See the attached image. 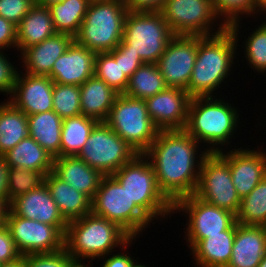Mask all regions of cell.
Segmentation results:
<instances>
[{
    "mask_svg": "<svg viewBox=\"0 0 266 267\" xmlns=\"http://www.w3.org/2000/svg\"><path fill=\"white\" fill-rule=\"evenodd\" d=\"M137 155L134 148L105 122H98L78 157L103 176H109Z\"/></svg>",
    "mask_w": 266,
    "mask_h": 267,
    "instance_id": "10",
    "label": "cell"
},
{
    "mask_svg": "<svg viewBox=\"0 0 266 267\" xmlns=\"http://www.w3.org/2000/svg\"><path fill=\"white\" fill-rule=\"evenodd\" d=\"M236 221L241 225L266 226V176L241 198Z\"/></svg>",
    "mask_w": 266,
    "mask_h": 267,
    "instance_id": "34",
    "label": "cell"
},
{
    "mask_svg": "<svg viewBox=\"0 0 266 267\" xmlns=\"http://www.w3.org/2000/svg\"><path fill=\"white\" fill-rule=\"evenodd\" d=\"M28 136L27 115L10 101L0 103V157Z\"/></svg>",
    "mask_w": 266,
    "mask_h": 267,
    "instance_id": "30",
    "label": "cell"
},
{
    "mask_svg": "<svg viewBox=\"0 0 266 267\" xmlns=\"http://www.w3.org/2000/svg\"><path fill=\"white\" fill-rule=\"evenodd\" d=\"M214 97L191 98L184 130L197 142L211 144L208 152L218 153L223 151L222 145L231 143L240 118L238 108Z\"/></svg>",
    "mask_w": 266,
    "mask_h": 267,
    "instance_id": "3",
    "label": "cell"
},
{
    "mask_svg": "<svg viewBox=\"0 0 266 267\" xmlns=\"http://www.w3.org/2000/svg\"><path fill=\"white\" fill-rule=\"evenodd\" d=\"M95 56V52L74 40L54 62L48 76L54 83L80 86L94 76Z\"/></svg>",
    "mask_w": 266,
    "mask_h": 267,
    "instance_id": "20",
    "label": "cell"
},
{
    "mask_svg": "<svg viewBox=\"0 0 266 267\" xmlns=\"http://www.w3.org/2000/svg\"><path fill=\"white\" fill-rule=\"evenodd\" d=\"M76 261L68 255L66 248L51 252L24 256V267H72Z\"/></svg>",
    "mask_w": 266,
    "mask_h": 267,
    "instance_id": "40",
    "label": "cell"
},
{
    "mask_svg": "<svg viewBox=\"0 0 266 267\" xmlns=\"http://www.w3.org/2000/svg\"><path fill=\"white\" fill-rule=\"evenodd\" d=\"M105 123L138 154H143L159 130L153 124L144 100L119 94Z\"/></svg>",
    "mask_w": 266,
    "mask_h": 267,
    "instance_id": "9",
    "label": "cell"
},
{
    "mask_svg": "<svg viewBox=\"0 0 266 267\" xmlns=\"http://www.w3.org/2000/svg\"><path fill=\"white\" fill-rule=\"evenodd\" d=\"M22 76V77H21ZM54 82L49 76L21 74L18 71L9 100L27 116L53 110Z\"/></svg>",
    "mask_w": 266,
    "mask_h": 267,
    "instance_id": "17",
    "label": "cell"
},
{
    "mask_svg": "<svg viewBox=\"0 0 266 267\" xmlns=\"http://www.w3.org/2000/svg\"><path fill=\"white\" fill-rule=\"evenodd\" d=\"M90 2H124V0H90Z\"/></svg>",
    "mask_w": 266,
    "mask_h": 267,
    "instance_id": "54",
    "label": "cell"
},
{
    "mask_svg": "<svg viewBox=\"0 0 266 267\" xmlns=\"http://www.w3.org/2000/svg\"><path fill=\"white\" fill-rule=\"evenodd\" d=\"M160 12L173 35L211 36L228 27L222 21L217 30L213 29V23L220 19L213 0H167Z\"/></svg>",
    "mask_w": 266,
    "mask_h": 267,
    "instance_id": "11",
    "label": "cell"
},
{
    "mask_svg": "<svg viewBox=\"0 0 266 267\" xmlns=\"http://www.w3.org/2000/svg\"><path fill=\"white\" fill-rule=\"evenodd\" d=\"M63 0H35V4L48 7L54 3L62 2Z\"/></svg>",
    "mask_w": 266,
    "mask_h": 267,
    "instance_id": "50",
    "label": "cell"
},
{
    "mask_svg": "<svg viewBox=\"0 0 266 267\" xmlns=\"http://www.w3.org/2000/svg\"><path fill=\"white\" fill-rule=\"evenodd\" d=\"M236 222L220 234L200 240L190 251L198 267H227L234 243Z\"/></svg>",
    "mask_w": 266,
    "mask_h": 267,
    "instance_id": "26",
    "label": "cell"
},
{
    "mask_svg": "<svg viewBox=\"0 0 266 267\" xmlns=\"http://www.w3.org/2000/svg\"><path fill=\"white\" fill-rule=\"evenodd\" d=\"M118 93L95 75L80 85V105L83 115L105 122Z\"/></svg>",
    "mask_w": 266,
    "mask_h": 267,
    "instance_id": "25",
    "label": "cell"
},
{
    "mask_svg": "<svg viewBox=\"0 0 266 267\" xmlns=\"http://www.w3.org/2000/svg\"><path fill=\"white\" fill-rule=\"evenodd\" d=\"M20 257L21 254L16 249L9 229L2 222L0 224V264L13 262Z\"/></svg>",
    "mask_w": 266,
    "mask_h": 267,
    "instance_id": "43",
    "label": "cell"
},
{
    "mask_svg": "<svg viewBox=\"0 0 266 267\" xmlns=\"http://www.w3.org/2000/svg\"><path fill=\"white\" fill-rule=\"evenodd\" d=\"M44 183L49 189L61 215L67 222L91 213L92 200L84 193L77 191L68 183L62 181L53 172L45 176Z\"/></svg>",
    "mask_w": 266,
    "mask_h": 267,
    "instance_id": "24",
    "label": "cell"
},
{
    "mask_svg": "<svg viewBox=\"0 0 266 267\" xmlns=\"http://www.w3.org/2000/svg\"><path fill=\"white\" fill-rule=\"evenodd\" d=\"M213 5L217 15L222 16L221 21L227 26L240 21L239 15L251 17V14H256V0H213Z\"/></svg>",
    "mask_w": 266,
    "mask_h": 267,
    "instance_id": "39",
    "label": "cell"
},
{
    "mask_svg": "<svg viewBox=\"0 0 266 267\" xmlns=\"http://www.w3.org/2000/svg\"><path fill=\"white\" fill-rule=\"evenodd\" d=\"M173 36L161 12L126 14L122 42L145 63H157Z\"/></svg>",
    "mask_w": 266,
    "mask_h": 267,
    "instance_id": "8",
    "label": "cell"
},
{
    "mask_svg": "<svg viewBox=\"0 0 266 267\" xmlns=\"http://www.w3.org/2000/svg\"><path fill=\"white\" fill-rule=\"evenodd\" d=\"M168 86L156 63H144L130 77L123 94L145 100L165 90Z\"/></svg>",
    "mask_w": 266,
    "mask_h": 267,
    "instance_id": "33",
    "label": "cell"
},
{
    "mask_svg": "<svg viewBox=\"0 0 266 267\" xmlns=\"http://www.w3.org/2000/svg\"><path fill=\"white\" fill-rule=\"evenodd\" d=\"M97 123L83 114L63 119L60 157L78 156Z\"/></svg>",
    "mask_w": 266,
    "mask_h": 267,
    "instance_id": "31",
    "label": "cell"
},
{
    "mask_svg": "<svg viewBox=\"0 0 266 267\" xmlns=\"http://www.w3.org/2000/svg\"><path fill=\"white\" fill-rule=\"evenodd\" d=\"M127 13L124 2H90L74 40L95 53L111 52L122 41Z\"/></svg>",
    "mask_w": 266,
    "mask_h": 267,
    "instance_id": "6",
    "label": "cell"
},
{
    "mask_svg": "<svg viewBox=\"0 0 266 267\" xmlns=\"http://www.w3.org/2000/svg\"><path fill=\"white\" fill-rule=\"evenodd\" d=\"M90 0H63L48 6L56 33L75 37L87 13Z\"/></svg>",
    "mask_w": 266,
    "mask_h": 267,
    "instance_id": "32",
    "label": "cell"
},
{
    "mask_svg": "<svg viewBox=\"0 0 266 267\" xmlns=\"http://www.w3.org/2000/svg\"><path fill=\"white\" fill-rule=\"evenodd\" d=\"M35 5V0H0V16L16 26Z\"/></svg>",
    "mask_w": 266,
    "mask_h": 267,
    "instance_id": "41",
    "label": "cell"
},
{
    "mask_svg": "<svg viewBox=\"0 0 266 267\" xmlns=\"http://www.w3.org/2000/svg\"><path fill=\"white\" fill-rule=\"evenodd\" d=\"M91 212L117 224L133 239L152 223L112 175L102 177Z\"/></svg>",
    "mask_w": 266,
    "mask_h": 267,
    "instance_id": "7",
    "label": "cell"
},
{
    "mask_svg": "<svg viewBox=\"0 0 266 267\" xmlns=\"http://www.w3.org/2000/svg\"><path fill=\"white\" fill-rule=\"evenodd\" d=\"M191 98L185 89L167 87L144 101L148 115L159 131L181 130L187 123Z\"/></svg>",
    "mask_w": 266,
    "mask_h": 267,
    "instance_id": "16",
    "label": "cell"
},
{
    "mask_svg": "<svg viewBox=\"0 0 266 267\" xmlns=\"http://www.w3.org/2000/svg\"><path fill=\"white\" fill-rule=\"evenodd\" d=\"M7 165L0 157V202L6 207L7 196Z\"/></svg>",
    "mask_w": 266,
    "mask_h": 267,
    "instance_id": "48",
    "label": "cell"
},
{
    "mask_svg": "<svg viewBox=\"0 0 266 267\" xmlns=\"http://www.w3.org/2000/svg\"><path fill=\"white\" fill-rule=\"evenodd\" d=\"M239 24L238 20L220 33L198 36L197 58L186 89L192 98L214 96V91L230 76L236 58Z\"/></svg>",
    "mask_w": 266,
    "mask_h": 267,
    "instance_id": "2",
    "label": "cell"
},
{
    "mask_svg": "<svg viewBox=\"0 0 266 267\" xmlns=\"http://www.w3.org/2000/svg\"><path fill=\"white\" fill-rule=\"evenodd\" d=\"M0 267H24V256H21L13 262L0 264Z\"/></svg>",
    "mask_w": 266,
    "mask_h": 267,
    "instance_id": "49",
    "label": "cell"
},
{
    "mask_svg": "<svg viewBox=\"0 0 266 267\" xmlns=\"http://www.w3.org/2000/svg\"><path fill=\"white\" fill-rule=\"evenodd\" d=\"M133 267H147L146 265H144V264H138V262H136L134 265H133Z\"/></svg>",
    "mask_w": 266,
    "mask_h": 267,
    "instance_id": "56",
    "label": "cell"
},
{
    "mask_svg": "<svg viewBox=\"0 0 266 267\" xmlns=\"http://www.w3.org/2000/svg\"><path fill=\"white\" fill-rule=\"evenodd\" d=\"M54 34L56 31L49 8L35 4L17 25V50L22 53Z\"/></svg>",
    "mask_w": 266,
    "mask_h": 267,
    "instance_id": "27",
    "label": "cell"
},
{
    "mask_svg": "<svg viewBox=\"0 0 266 267\" xmlns=\"http://www.w3.org/2000/svg\"><path fill=\"white\" fill-rule=\"evenodd\" d=\"M174 213L185 212L188 215L186 224V240L189 249H192L200 240L209 235L220 234L228 230L235 222L236 215L229 210L219 208L194 194L179 199L173 205Z\"/></svg>",
    "mask_w": 266,
    "mask_h": 267,
    "instance_id": "13",
    "label": "cell"
},
{
    "mask_svg": "<svg viewBox=\"0 0 266 267\" xmlns=\"http://www.w3.org/2000/svg\"><path fill=\"white\" fill-rule=\"evenodd\" d=\"M29 136L53 158L60 157L63 119L53 110L27 116Z\"/></svg>",
    "mask_w": 266,
    "mask_h": 267,
    "instance_id": "29",
    "label": "cell"
},
{
    "mask_svg": "<svg viewBox=\"0 0 266 267\" xmlns=\"http://www.w3.org/2000/svg\"><path fill=\"white\" fill-rule=\"evenodd\" d=\"M266 254V226L236 221L232 253L227 267H257Z\"/></svg>",
    "mask_w": 266,
    "mask_h": 267,
    "instance_id": "21",
    "label": "cell"
},
{
    "mask_svg": "<svg viewBox=\"0 0 266 267\" xmlns=\"http://www.w3.org/2000/svg\"><path fill=\"white\" fill-rule=\"evenodd\" d=\"M257 267H266V254L263 257L261 263Z\"/></svg>",
    "mask_w": 266,
    "mask_h": 267,
    "instance_id": "55",
    "label": "cell"
},
{
    "mask_svg": "<svg viewBox=\"0 0 266 267\" xmlns=\"http://www.w3.org/2000/svg\"><path fill=\"white\" fill-rule=\"evenodd\" d=\"M117 48L120 50V67L129 78L145 62L139 55L128 51V46L122 41L118 44Z\"/></svg>",
    "mask_w": 266,
    "mask_h": 267,
    "instance_id": "44",
    "label": "cell"
},
{
    "mask_svg": "<svg viewBox=\"0 0 266 267\" xmlns=\"http://www.w3.org/2000/svg\"><path fill=\"white\" fill-rule=\"evenodd\" d=\"M92 265H88L87 266V264H85L83 261L82 262H75L73 265H72V267H91Z\"/></svg>",
    "mask_w": 266,
    "mask_h": 267,
    "instance_id": "53",
    "label": "cell"
},
{
    "mask_svg": "<svg viewBox=\"0 0 266 267\" xmlns=\"http://www.w3.org/2000/svg\"><path fill=\"white\" fill-rule=\"evenodd\" d=\"M0 50V92L6 93L7 96L12 94L15 86L16 76L18 74V68L11 64L12 61L7 59L6 53Z\"/></svg>",
    "mask_w": 266,
    "mask_h": 267,
    "instance_id": "42",
    "label": "cell"
},
{
    "mask_svg": "<svg viewBox=\"0 0 266 267\" xmlns=\"http://www.w3.org/2000/svg\"><path fill=\"white\" fill-rule=\"evenodd\" d=\"M131 237L117 224L92 212L68 222L64 247L75 261L103 258L118 246L125 245ZM96 257V258H95Z\"/></svg>",
    "mask_w": 266,
    "mask_h": 267,
    "instance_id": "4",
    "label": "cell"
},
{
    "mask_svg": "<svg viewBox=\"0 0 266 267\" xmlns=\"http://www.w3.org/2000/svg\"><path fill=\"white\" fill-rule=\"evenodd\" d=\"M223 152L219 153L229 162L233 184L239 197L243 198L266 176V152L244 148Z\"/></svg>",
    "mask_w": 266,
    "mask_h": 267,
    "instance_id": "19",
    "label": "cell"
},
{
    "mask_svg": "<svg viewBox=\"0 0 266 267\" xmlns=\"http://www.w3.org/2000/svg\"><path fill=\"white\" fill-rule=\"evenodd\" d=\"M7 208L16 216L56 226L64 235L66 233L68 222L61 215L45 183L17 196L8 203Z\"/></svg>",
    "mask_w": 266,
    "mask_h": 267,
    "instance_id": "18",
    "label": "cell"
},
{
    "mask_svg": "<svg viewBox=\"0 0 266 267\" xmlns=\"http://www.w3.org/2000/svg\"><path fill=\"white\" fill-rule=\"evenodd\" d=\"M5 206L0 202V224L3 222V215L5 211Z\"/></svg>",
    "mask_w": 266,
    "mask_h": 267,
    "instance_id": "52",
    "label": "cell"
},
{
    "mask_svg": "<svg viewBox=\"0 0 266 267\" xmlns=\"http://www.w3.org/2000/svg\"><path fill=\"white\" fill-rule=\"evenodd\" d=\"M245 43V57L251 68L257 72L266 73V22L252 31Z\"/></svg>",
    "mask_w": 266,
    "mask_h": 267,
    "instance_id": "38",
    "label": "cell"
},
{
    "mask_svg": "<svg viewBox=\"0 0 266 267\" xmlns=\"http://www.w3.org/2000/svg\"><path fill=\"white\" fill-rule=\"evenodd\" d=\"M266 11V0H256V14ZM266 13V12H265Z\"/></svg>",
    "mask_w": 266,
    "mask_h": 267,
    "instance_id": "51",
    "label": "cell"
},
{
    "mask_svg": "<svg viewBox=\"0 0 266 267\" xmlns=\"http://www.w3.org/2000/svg\"><path fill=\"white\" fill-rule=\"evenodd\" d=\"M198 147L200 143L184 129L161 130L143 153L154 169L160 191L173 205L196 190L201 164L208 153L205 148L199 154Z\"/></svg>",
    "mask_w": 266,
    "mask_h": 267,
    "instance_id": "1",
    "label": "cell"
},
{
    "mask_svg": "<svg viewBox=\"0 0 266 267\" xmlns=\"http://www.w3.org/2000/svg\"><path fill=\"white\" fill-rule=\"evenodd\" d=\"M2 157L7 167L31 169L46 174L53 171L54 158L30 136L22 139Z\"/></svg>",
    "mask_w": 266,
    "mask_h": 267,
    "instance_id": "28",
    "label": "cell"
},
{
    "mask_svg": "<svg viewBox=\"0 0 266 267\" xmlns=\"http://www.w3.org/2000/svg\"><path fill=\"white\" fill-rule=\"evenodd\" d=\"M194 195L235 215L238 213L241 198L233 184L229 162L219 152L205 155Z\"/></svg>",
    "mask_w": 266,
    "mask_h": 267,
    "instance_id": "12",
    "label": "cell"
},
{
    "mask_svg": "<svg viewBox=\"0 0 266 267\" xmlns=\"http://www.w3.org/2000/svg\"><path fill=\"white\" fill-rule=\"evenodd\" d=\"M94 75L118 93L125 92L129 78L120 67V50L117 47L111 52L96 53Z\"/></svg>",
    "mask_w": 266,
    "mask_h": 267,
    "instance_id": "35",
    "label": "cell"
},
{
    "mask_svg": "<svg viewBox=\"0 0 266 267\" xmlns=\"http://www.w3.org/2000/svg\"><path fill=\"white\" fill-rule=\"evenodd\" d=\"M3 222L21 256L51 253L64 248L65 235L56 226L16 216L7 207Z\"/></svg>",
    "mask_w": 266,
    "mask_h": 267,
    "instance_id": "14",
    "label": "cell"
},
{
    "mask_svg": "<svg viewBox=\"0 0 266 267\" xmlns=\"http://www.w3.org/2000/svg\"><path fill=\"white\" fill-rule=\"evenodd\" d=\"M17 49V26L0 16V50Z\"/></svg>",
    "mask_w": 266,
    "mask_h": 267,
    "instance_id": "45",
    "label": "cell"
},
{
    "mask_svg": "<svg viewBox=\"0 0 266 267\" xmlns=\"http://www.w3.org/2000/svg\"><path fill=\"white\" fill-rule=\"evenodd\" d=\"M53 111L62 119L82 114L80 86L54 83Z\"/></svg>",
    "mask_w": 266,
    "mask_h": 267,
    "instance_id": "37",
    "label": "cell"
},
{
    "mask_svg": "<svg viewBox=\"0 0 266 267\" xmlns=\"http://www.w3.org/2000/svg\"><path fill=\"white\" fill-rule=\"evenodd\" d=\"M198 36L174 35L156 63L168 87L187 89L197 58Z\"/></svg>",
    "mask_w": 266,
    "mask_h": 267,
    "instance_id": "15",
    "label": "cell"
},
{
    "mask_svg": "<svg viewBox=\"0 0 266 267\" xmlns=\"http://www.w3.org/2000/svg\"><path fill=\"white\" fill-rule=\"evenodd\" d=\"M112 176L152 221L174 213L173 204L160 191L154 169L143 154H138Z\"/></svg>",
    "mask_w": 266,
    "mask_h": 267,
    "instance_id": "5",
    "label": "cell"
},
{
    "mask_svg": "<svg viewBox=\"0 0 266 267\" xmlns=\"http://www.w3.org/2000/svg\"><path fill=\"white\" fill-rule=\"evenodd\" d=\"M129 243H133V238H131L125 245L122 246L123 253L112 254V256L107 257L102 265V267H133L136 263L135 259L132 256H129L124 249L127 248ZM125 253V254H124Z\"/></svg>",
    "mask_w": 266,
    "mask_h": 267,
    "instance_id": "47",
    "label": "cell"
},
{
    "mask_svg": "<svg viewBox=\"0 0 266 267\" xmlns=\"http://www.w3.org/2000/svg\"><path fill=\"white\" fill-rule=\"evenodd\" d=\"M45 172H38L24 168H7V196L8 203L19 195L28 193L44 184Z\"/></svg>",
    "mask_w": 266,
    "mask_h": 267,
    "instance_id": "36",
    "label": "cell"
},
{
    "mask_svg": "<svg viewBox=\"0 0 266 267\" xmlns=\"http://www.w3.org/2000/svg\"><path fill=\"white\" fill-rule=\"evenodd\" d=\"M74 37L66 33H56L41 43L26 48L22 56L24 71L30 75L48 76L54 62L68 49Z\"/></svg>",
    "mask_w": 266,
    "mask_h": 267,
    "instance_id": "22",
    "label": "cell"
},
{
    "mask_svg": "<svg viewBox=\"0 0 266 267\" xmlns=\"http://www.w3.org/2000/svg\"><path fill=\"white\" fill-rule=\"evenodd\" d=\"M52 172L91 200L96 195L103 177L100 172L90 167L78 156L54 158Z\"/></svg>",
    "mask_w": 266,
    "mask_h": 267,
    "instance_id": "23",
    "label": "cell"
},
{
    "mask_svg": "<svg viewBox=\"0 0 266 267\" xmlns=\"http://www.w3.org/2000/svg\"><path fill=\"white\" fill-rule=\"evenodd\" d=\"M167 0H124L125 7L131 12H160Z\"/></svg>",
    "mask_w": 266,
    "mask_h": 267,
    "instance_id": "46",
    "label": "cell"
}]
</instances>
